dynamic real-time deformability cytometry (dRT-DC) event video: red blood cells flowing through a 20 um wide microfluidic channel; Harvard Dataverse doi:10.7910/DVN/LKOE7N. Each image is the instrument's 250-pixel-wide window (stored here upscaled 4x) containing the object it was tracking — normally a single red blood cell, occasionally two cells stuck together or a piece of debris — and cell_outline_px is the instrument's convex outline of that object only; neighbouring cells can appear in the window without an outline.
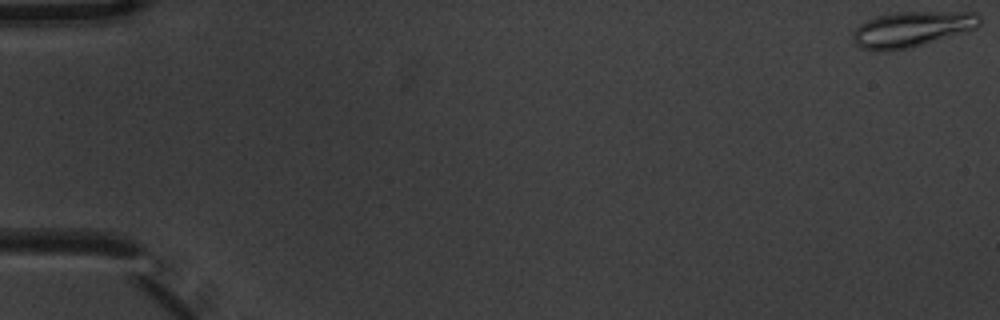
{"species": "common noctule bat (a hibernating species)", "species_latin": "Nyctalus noctula", "temperature_condition": "warm", "stored_images_in_passage": 5, "camera_frame_rate_fps": 3000, "um_per_image_px": 0.085, "animal": {"sex": "male", "body_mass_g": 20.1, "forearm_length_mm": 53.5}, "frame": {"image": 1, "passage_image": 1, "time_ms": 0.0, "image_size_px": [1000, 320], "cell_outline_px": [[984, 20], [976, 28], [912, 48], [888, 52], [884, 52], [860, 48], [852, 40], [852, 32], [860, 24], [868, 20], [880, 16], [896, 12], [976, 12]], "centroid_in_image_um": [77.51, 2.5], "position_along_channel_um": 7.5, "area_um2": 26.41}}